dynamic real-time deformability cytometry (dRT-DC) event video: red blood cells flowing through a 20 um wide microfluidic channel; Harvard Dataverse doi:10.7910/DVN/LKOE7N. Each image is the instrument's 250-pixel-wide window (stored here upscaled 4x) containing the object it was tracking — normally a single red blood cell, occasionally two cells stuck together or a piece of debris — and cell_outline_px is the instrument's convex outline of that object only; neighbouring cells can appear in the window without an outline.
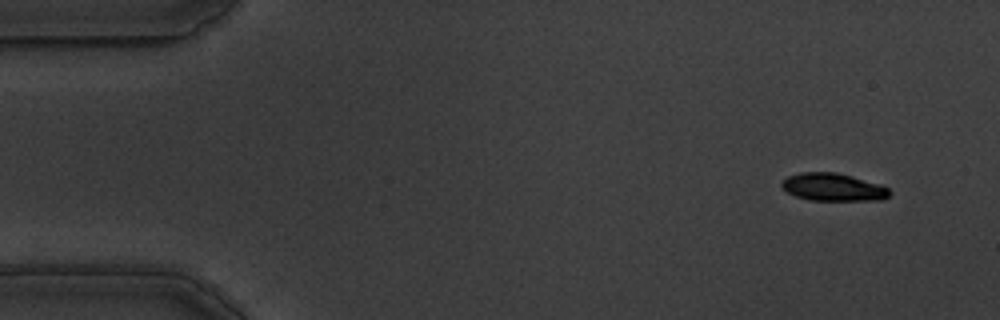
{"species": "common noctule bat (a hibernating species)", "species_latin": "Nyctalus noctula", "temperature_condition": "warm", "stored_images_in_passage": 54, "camera_frame_rate_fps": 3000, "um_per_image_px": 0.085, "animal": {"sex": "male", "body_mass_g": 19.5, "forearm_length_mm": 54.6}, "frame": {"image": 1, "passage_image": 1, "time_ms": 0.0, "image_size_px": [1000, 320], "cell_outline_px": [[892, 192], [884, 200], [812, 200], [796, 196], [788, 192], [780, 184], [788, 176], [800, 172], [836, 172], [852, 176], [880, 184], [888, 188]], "centroid_in_image_um": [70.85, 15.9], "position_along_channel_um": 14.1, "area_um2": 17.34}}
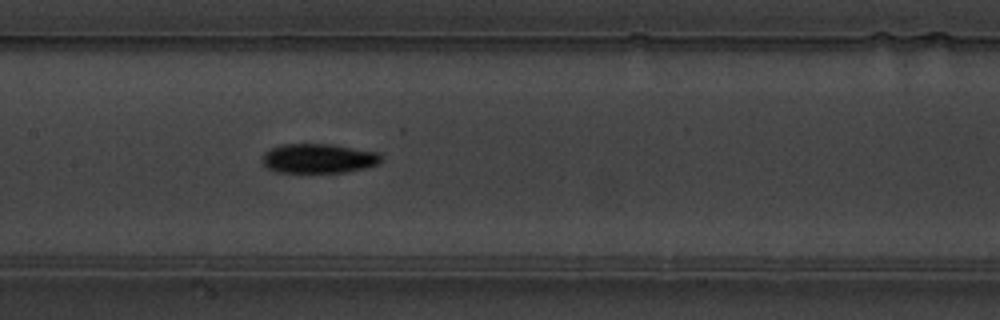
{"frame": {"image": 2, "passage_image": 24, "time_ms": 7.667, "image_size_px": [1000, 320], "cell_outline_px": [[380, 160], [376, 164], [364, 168], [348, 172], [276, 172], [268, 168], [260, 160], [260, 156], [268, 148], [280, 144], [332, 144], [380, 152]], "centroid_in_image_um": [27.01, 13.45], "position_along_channel_um": 180.4, "area_um2": 20.63}}
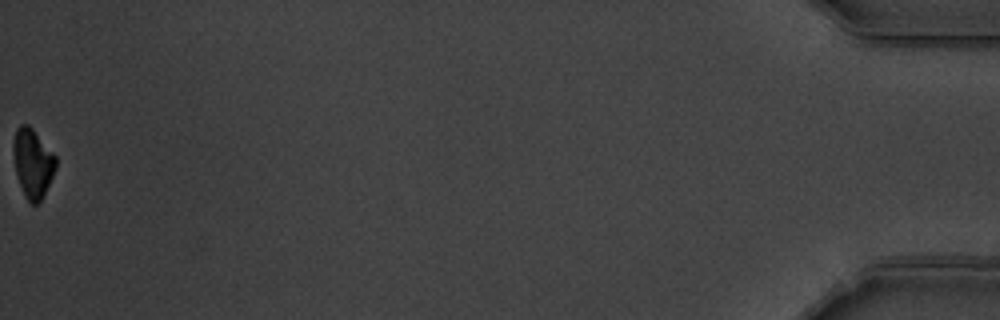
{"frame": {"image": 3, "passage_image": 54, "time_ms": 17.667, "image_size_px": [1000, 320], "cell_outline_px": [[56, 168], [40, 200], [36, 204], [32, 204], [24, 196], [16, 172], [12, 148], [12, 140], [16, 128], [20, 124], [28, 124], [32, 128], [56, 156]], "centroid_in_image_um": [2.75, 13.81], "position_along_channel_um": 432.4, "area_um2": 16.88}, "authors_computed_cell_mechanics": {"area_um2": 19.2185, "velocity_mm_per_s": 3.5464, "shape_relaxation_time_tau1_ms": 2.9169, "shape_relaxation_time_tau2_ms": null, "deformation_change_tau1": 0.1419, "deformation_change_tau2": null}}